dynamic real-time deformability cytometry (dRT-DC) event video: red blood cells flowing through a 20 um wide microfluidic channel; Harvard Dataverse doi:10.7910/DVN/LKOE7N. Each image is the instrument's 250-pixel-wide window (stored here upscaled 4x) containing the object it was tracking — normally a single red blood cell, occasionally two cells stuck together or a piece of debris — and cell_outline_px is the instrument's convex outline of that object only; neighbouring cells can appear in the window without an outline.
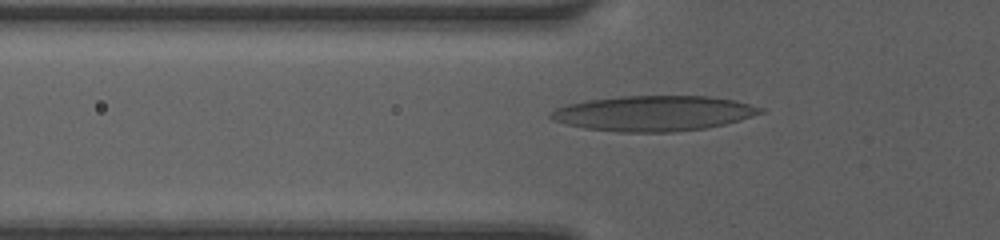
{"species": "human", "species_latin": "Homo sapiens", "temperature_condition": "room temperature", "stored_images_in_passage": 49, "camera_frame_rate_fps": 3000, "um_per_image_px": 0.085, "donor": {"sex": "female"}, "frame": {"image": 1, "passage_image": 17, "time_ms": 5.333, "image_size_px": [1000, 240], "cell_outline_px": [[764, 112], [740, 120], [724, 124], [704, 128], [672, 132], [620, 132], [584, 128], [552, 120], [548, 116], [548, 112], [556, 108], [568, 104], [588, 100], [620, 96], [708, 96], [736, 100], [764, 108]], "centroid_in_image_um": [55.55, 9.63], "position_along_channel_um": 70.3, "area_um2": 43.12}}
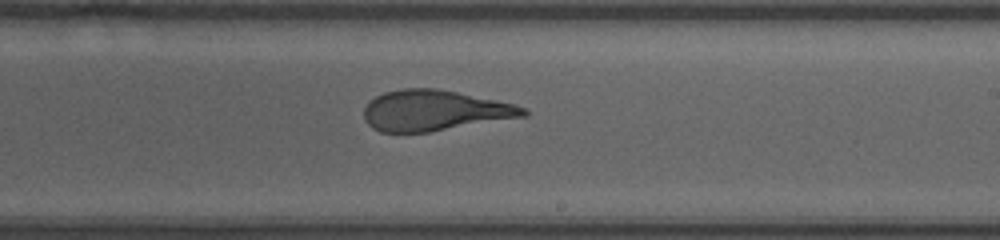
{"frame": {"image": 2, "passage_image": 30, "time_ms": 9.667, "image_size_px": [1000, 240], "cell_outline_px": [[528, 116], [428, 132], [380, 132], [372, 128], [364, 120], [364, 108], [368, 100], [384, 92], [404, 88], [436, 88], [456, 92], [512, 104], [524, 108], [528, 112]], "centroid_in_image_um": [36.87, 9.4], "position_along_channel_um": 252.1, "area_um2": 37.57}}
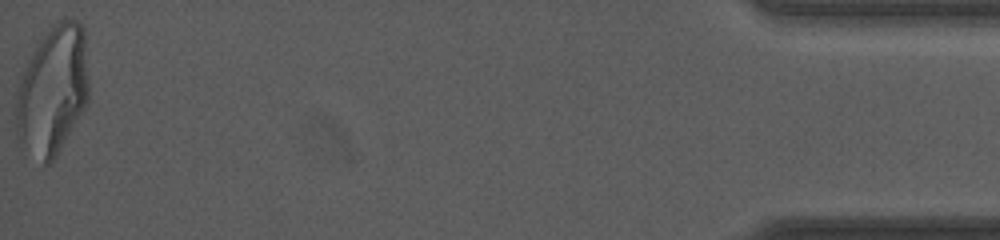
{"frame": {"image": 3, "passage_image": 49, "time_ms": 16.0, "image_size_px": [1000, 240], "cell_outline_px": [[88, 100], [84, 108], [56, 156], [48, 164], [44, 164], [16, 136], [16, 104], [20, 80], [28, 60], [36, 44], [52, 24], [56, 20], [64, 16], [76, 20], [84, 28], [88, 80]], "centroid_in_image_um": [4.49, 7.59], "position_along_channel_um": 430.7, "area_um2": 54.22}, "authors_computed_cell_mechanics": {"area_um2": 39.1306, "velocity_mm_per_s": 4.2033, "shape_relaxation_time_tau1_ms": 8.4313, "shape_relaxation_time_tau2_ms": 1.1172, "deformation_change_tau1": 0.2938, "deformation_change_tau2": 0.1005}}